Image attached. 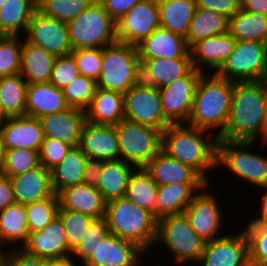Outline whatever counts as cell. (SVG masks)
I'll use <instances>...</instances> for the list:
<instances>
[{
  "label": "cell",
  "instance_id": "1",
  "mask_svg": "<svg viewBox=\"0 0 267 266\" xmlns=\"http://www.w3.org/2000/svg\"><path fill=\"white\" fill-rule=\"evenodd\" d=\"M266 106L267 80L235 82L227 125L218 140L256 141Z\"/></svg>",
  "mask_w": 267,
  "mask_h": 266
},
{
  "label": "cell",
  "instance_id": "2",
  "mask_svg": "<svg viewBox=\"0 0 267 266\" xmlns=\"http://www.w3.org/2000/svg\"><path fill=\"white\" fill-rule=\"evenodd\" d=\"M185 125L184 123L170 124L162 132L161 149L169 156L190 166L210 184L211 180L208 178L210 176L206 172L217 167L218 138L214 135L213 138L207 139L204 136L207 130Z\"/></svg>",
  "mask_w": 267,
  "mask_h": 266
},
{
  "label": "cell",
  "instance_id": "3",
  "mask_svg": "<svg viewBox=\"0 0 267 266\" xmlns=\"http://www.w3.org/2000/svg\"><path fill=\"white\" fill-rule=\"evenodd\" d=\"M204 72L197 84L192 112L187 125L203 130H219V138L227 125L235 82L212 72Z\"/></svg>",
  "mask_w": 267,
  "mask_h": 266
},
{
  "label": "cell",
  "instance_id": "4",
  "mask_svg": "<svg viewBox=\"0 0 267 266\" xmlns=\"http://www.w3.org/2000/svg\"><path fill=\"white\" fill-rule=\"evenodd\" d=\"M104 218L110 233L134 242L145 252L155 245L157 219L154 214L125 197L107 201Z\"/></svg>",
  "mask_w": 267,
  "mask_h": 266
},
{
  "label": "cell",
  "instance_id": "5",
  "mask_svg": "<svg viewBox=\"0 0 267 266\" xmlns=\"http://www.w3.org/2000/svg\"><path fill=\"white\" fill-rule=\"evenodd\" d=\"M66 25L73 50L103 48L118 41L116 21L97 0Z\"/></svg>",
  "mask_w": 267,
  "mask_h": 266
},
{
  "label": "cell",
  "instance_id": "6",
  "mask_svg": "<svg viewBox=\"0 0 267 266\" xmlns=\"http://www.w3.org/2000/svg\"><path fill=\"white\" fill-rule=\"evenodd\" d=\"M139 61L134 45L117 41L103 47L97 87L124 95L133 87L135 67Z\"/></svg>",
  "mask_w": 267,
  "mask_h": 266
},
{
  "label": "cell",
  "instance_id": "7",
  "mask_svg": "<svg viewBox=\"0 0 267 266\" xmlns=\"http://www.w3.org/2000/svg\"><path fill=\"white\" fill-rule=\"evenodd\" d=\"M253 143L218 140L216 165L261 188L267 186V157L248 151Z\"/></svg>",
  "mask_w": 267,
  "mask_h": 266
},
{
  "label": "cell",
  "instance_id": "8",
  "mask_svg": "<svg viewBox=\"0 0 267 266\" xmlns=\"http://www.w3.org/2000/svg\"><path fill=\"white\" fill-rule=\"evenodd\" d=\"M155 242L163 243L171 252L175 263L195 261L201 258L205 242L191 228L184 213L169 215L157 220Z\"/></svg>",
  "mask_w": 267,
  "mask_h": 266
},
{
  "label": "cell",
  "instance_id": "9",
  "mask_svg": "<svg viewBox=\"0 0 267 266\" xmlns=\"http://www.w3.org/2000/svg\"><path fill=\"white\" fill-rule=\"evenodd\" d=\"M216 74L233 82L267 80V44L236 40L234 50Z\"/></svg>",
  "mask_w": 267,
  "mask_h": 266
},
{
  "label": "cell",
  "instance_id": "10",
  "mask_svg": "<svg viewBox=\"0 0 267 266\" xmlns=\"http://www.w3.org/2000/svg\"><path fill=\"white\" fill-rule=\"evenodd\" d=\"M118 135L120 159L145 167L161 150L162 132L158 129L123 119L115 125Z\"/></svg>",
  "mask_w": 267,
  "mask_h": 266
},
{
  "label": "cell",
  "instance_id": "11",
  "mask_svg": "<svg viewBox=\"0 0 267 266\" xmlns=\"http://www.w3.org/2000/svg\"><path fill=\"white\" fill-rule=\"evenodd\" d=\"M202 74L203 72L193 67L185 76L158 89L164 116L172 124L188 122L195 90Z\"/></svg>",
  "mask_w": 267,
  "mask_h": 266
},
{
  "label": "cell",
  "instance_id": "12",
  "mask_svg": "<svg viewBox=\"0 0 267 266\" xmlns=\"http://www.w3.org/2000/svg\"><path fill=\"white\" fill-rule=\"evenodd\" d=\"M125 119L163 132L172 124L162 110L158 89L131 87L124 94Z\"/></svg>",
  "mask_w": 267,
  "mask_h": 266
},
{
  "label": "cell",
  "instance_id": "13",
  "mask_svg": "<svg viewBox=\"0 0 267 266\" xmlns=\"http://www.w3.org/2000/svg\"><path fill=\"white\" fill-rule=\"evenodd\" d=\"M160 27L157 0H142L116 21L117 40L136 46Z\"/></svg>",
  "mask_w": 267,
  "mask_h": 266
},
{
  "label": "cell",
  "instance_id": "14",
  "mask_svg": "<svg viewBox=\"0 0 267 266\" xmlns=\"http://www.w3.org/2000/svg\"><path fill=\"white\" fill-rule=\"evenodd\" d=\"M199 191L183 212L194 232L204 241L222 237L218 232L222 227L223 216L217 196L210 191Z\"/></svg>",
  "mask_w": 267,
  "mask_h": 266
},
{
  "label": "cell",
  "instance_id": "15",
  "mask_svg": "<svg viewBox=\"0 0 267 266\" xmlns=\"http://www.w3.org/2000/svg\"><path fill=\"white\" fill-rule=\"evenodd\" d=\"M25 39L57 56H65L73 51L67 25L55 18L47 17L37 10L28 25Z\"/></svg>",
  "mask_w": 267,
  "mask_h": 266
},
{
  "label": "cell",
  "instance_id": "16",
  "mask_svg": "<svg viewBox=\"0 0 267 266\" xmlns=\"http://www.w3.org/2000/svg\"><path fill=\"white\" fill-rule=\"evenodd\" d=\"M197 263L203 266H250L248 242L244 231L205 242L203 253Z\"/></svg>",
  "mask_w": 267,
  "mask_h": 266
},
{
  "label": "cell",
  "instance_id": "17",
  "mask_svg": "<svg viewBox=\"0 0 267 266\" xmlns=\"http://www.w3.org/2000/svg\"><path fill=\"white\" fill-rule=\"evenodd\" d=\"M143 253L134 242L110 233L81 266H141Z\"/></svg>",
  "mask_w": 267,
  "mask_h": 266
},
{
  "label": "cell",
  "instance_id": "18",
  "mask_svg": "<svg viewBox=\"0 0 267 266\" xmlns=\"http://www.w3.org/2000/svg\"><path fill=\"white\" fill-rule=\"evenodd\" d=\"M21 249L28 254L47 260L65 258L72 252L68 248L66 232L59 217L44 229L30 233Z\"/></svg>",
  "mask_w": 267,
  "mask_h": 266
},
{
  "label": "cell",
  "instance_id": "19",
  "mask_svg": "<svg viewBox=\"0 0 267 266\" xmlns=\"http://www.w3.org/2000/svg\"><path fill=\"white\" fill-rule=\"evenodd\" d=\"M1 134L6 150L26 148L40 151L45 139L40 119L25 115L8 117Z\"/></svg>",
  "mask_w": 267,
  "mask_h": 266
},
{
  "label": "cell",
  "instance_id": "20",
  "mask_svg": "<svg viewBox=\"0 0 267 266\" xmlns=\"http://www.w3.org/2000/svg\"><path fill=\"white\" fill-rule=\"evenodd\" d=\"M140 60L148 58H191L186 39L169 29L158 27L136 45Z\"/></svg>",
  "mask_w": 267,
  "mask_h": 266
},
{
  "label": "cell",
  "instance_id": "21",
  "mask_svg": "<svg viewBox=\"0 0 267 266\" xmlns=\"http://www.w3.org/2000/svg\"><path fill=\"white\" fill-rule=\"evenodd\" d=\"M79 147L91 159H120L119 141L115 126L94 125L86 122L83 126Z\"/></svg>",
  "mask_w": 267,
  "mask_h": 266
},
{
  "label": "cell",
  "instance_id": "22",
  "mask_svg": "<svg viewBox=\"0 0 267 266\" xmlns=\"http://www.w3.org/2000/svg\"><path fill=\"white\" fill-rule=\"evenodd\" d=\"M39 119L45 138L57 139L73 147L79 146L82 129L86 123L85 111L70 107Z\"/></svg>",
  "mask_w": 267,
  "mask_h": 266
},
{
  "label": "cell",
  "instance_id": "23",
  "mask_svg": "<svg viewBox=\"0 0 267 266\" xmlns=\"http://www.w3.org/2000/svg\"><path fill=\"white\" fill-rule=\"evenodd\" d=\"M235 44L236 40L228 31L198 41L190 48L193 67L203 73V69L210 68L216 73L234 50Z\"/></svg>",
  "mask_w": 267,
  "mask_h": 266
},
{
  "label": "cell",
  "instance_id": "24",
  "mask_svg": "<svg viewBox=\"0 0 267 266\" xmlns=\"http://www.w3.org/2000/svg\"><path fill=\"white\" fill-rule=\"evenodd\" d=\"M9 178L15 202L18 204L34 203L55 194L52 187L51 171L42 165Z\"/></svg>",
  "mask_w": 267,
  "mask_h": 266
},
{
  "label": "cell",
  "instance_id": "25",
  "mask_svg": "<svg viewBox=\"0 0 267 266\" xmlns=\"http://www.w3.org/2000/svg\"><path fill=\"white\" fill-rule=\"evenodd\" d=\"M68 108L70 106L67 104L63 89L57 88L50 82L27 85L25 116L41 118Z\"/></svg>",
  "mask_w": 267,
  "mask_h": 266
},
{
  "label": "cell",
  "instance_id": "26",
  "mask_svg": "<svg viewBox=\"0 0 267 266\" xmlns=\"http://www.w3.org/2000/svg\"><path fill=\"white\" fill-rule=\"evenodd\" d=\"M62 209L77 211L94 219L105 216L106 201L94 187L85 183L71 185L58 193Z\"/></svg>",
  "mask_w": 267,
  "mask_h": 266
},
{
  "label": "cell",
  "instance_id": "27",
  "mask_svg": "<svg viewBox=\"0 0 267 266\" xmlns=\"http://www.w3.org/2000/svg\"><path fill=\"white\" fill-rule=\"evenodd\" d=\"M145 169L158 186L177 183H207L194 169L169 156L162 149L145 166Z\"/></svg>",
  "mask_w": 267,
  "mask_h": 266
},
{
  "label": "cell",
  "instance_id": "28",
  "mask_svg": "<svg viewBox=\"0 0 267 266\" xmlns=\"http://www.w3.org/2000/svg\"><path fill=\"white\" fill-rule=\"evenodd\" d=\"M207 185L209 184L177 183L158 186L155 218L159 220L165 216L182 214L193 197Z\"/></svg>",
  "mask_w": 267,
  "mask_h": 266
},
{
  "label": "cell",
  "instance_id": "29",
  "mask_svg": "<svg viewBox=\"0 0 267 266\" xmlns=\"http://www.w3.org/2000/svg\"><path fill=\"white\" fill-rule=\"evenodd\" d=\"M124 95L97 87L85 110L86 122L94 125L115 126L125 119Z\"/></svg>",
  "mask_w": 267,
  "mask_h": 266
},
{
  "label": "cell",
  "instance_id": "30",
  "mask_svg": "<svg viewBox=\"0 0 267 266\" xmlns=\"http://www.w3.org/2000/svg\"><path fill=\"white\" fill-rule=\"evenodd\" d=\"M56 56L23 40L20 74L28 84L49 82Z\"/></svg>",
  "mask_w": 267,
  "mask_h": 266
},
{
  "label": "cell",
  "instance_id": "31",
  "mask_svg": "<svg viewBox=\"0 0 267 266\" xmlns=\"http://www.w3.org/2000/svg\"><path fill=\"white\" fill-rule=\"evenodd\" d=\"M135 168L134 165L122 159L104 161L101 176L95 188L106 202L122 198L125 196L129 178Z\"/></svg>",
  "mask_w": 267,
  "mask_h": 266
},
{
  "label": "cell",
  "instance_id": "32",
  "mask_svg": "<svg viewBox=\"0 0 267 266\" xmlns=\"http://www.w3.org/2000/svg\"><path fill=\"white\" fill-rule=\"evenodd\" d=\"M28 236L29 228L24 204L14 203L6 209L0 210V245L8 243V245H12L13 249L22 248ZM2 251L0 246V253Z\"/></svg>",
  "mask_w": 267,
  "mask_h": 266
},
{
  "label": "cell",
  "instance_id": "33",
  "mask_svg": "<svg viewBox=\"0 0 267 266\" xmlns=\"http://www.w3.org/2000/svg\"><path fill=\"white\" fill-rule=\"evenodd\" d=\"M36 10L37 0H5L0 8V35L26 33Z\"/></svg>",
  "mask_w": 267,
  "mask_h": 266
},
{
  "label": "cell",
  "instance_id": "34",
  "mask_svg": "<svg viewBox=\"0 0 267 266\" xmlns=\"http://www.w3.org/2000/svg\"><path fill=\"white\" fill-rule=\"evenodd\" d=\"M87 155L79 146L72 147L64 159L51 169V181L55 194L64 188L83 183Z\"/></svg>",
  "mask_w": 267,
  "mask_h": 266
},
{
  "label": "cell",
  "instance_id": "35",
  "mask_svg": "<svg viewBox=\"0 0 267 266\" xmlns=\"http://www.w3.org/2000/svg\"><path fill=\"white\" fill-rule=\"evenodd\" d=\"M157 2L160 27L185 38L196 9L195 0H157Z\"/></svg>",
  "mask_w": 267,
  "mask_h": 266
},
{
  "label": "cell",
  "instance_id": "36",
  "mask_svg": "<svg viewBox=\"0 0 267 266\" xmlns=\"http://www.w3.org/2000/svg\"><path fill=\"white\" fill-rule=\"evenodd\" d=\"M229 18L213 10L196 7L187 35L188 47L204 38L213 37L228 31Z\"/></svg>",
  "mask_w": 267,
  "mask_h": 266
},
{
  "label": "cell",
  "instance_id": "37",
  "mask_svg": "<svg viewBox=\"0 0 267 266\" xmlns=\"http://www.w3.org/2000/svg\"><path fill=\"white\" fill-rule=\"evenodd\" d=\"M228 32L235 40L260 41L267 44V16L240 9L229 18Z\"/></svg>",
  "mask_w": 267,
  "mask_h": 266
},
{
  "label": "cell",
  "instance_id": "38",
  "mask_svg": "<svg viewBox=\"0 0 267 266\" xmlns=\"http://www.w3.org/2000/svg\"><path fill=\"white\" fill-rule=\"evenodd\" d=\"M157 189L158 184L145 167L135 168L129 178L124 197L139 207L149 210L155 216Z\"/></svg>",
  "mask_w": 267,
  "mask_h": 266
},
{
  "label": "cell",
  "instance_id": "39",
  "mask_svg": "<svg viewBox=\"0 0 267 266\" xmlns=\"http://www.w3.org/2000/svg\"><path fill=\"white\" fill-rule=\"evenodd\" d=\"M27 85L20 73L0 77V102L8 117L25 115Z\"/></svg>",
  "mask_w": 267,
  "mask_h": 266
},
{
  "label": "cell",
  "instance_id": "40",
  "mask_svg": "<svg viewBox=\"0 0 267 266\" xmlns=\"http://www.w3.org/2000/svg\"><path fill=\"white\" fill-rule=\"evenodd\" d=\"M141 61L148 66L154 75L158 89L185 76L193 68L191 58H148Z\"/></svg>",
  "mask_w": 267,
  "mask_h": 266
},
{
  "label": "cell",
  "instance_id": "41",
  "mask_svg": "<svg viewBox=\"0 0 267 266\" xmlns=\"http://www.w3.org/2000/svg\"><path fill=\"white\" fill-rule=\"evenodd\" d=\"M96 0H37V11L41 14L68 23Z\"/></svg>",
  "mask_w": 267,
  "mask_h": 266
},
{
  "label": "cell",
  "instance_id": "42",
  "mask_svg": "<svg viewBox=\"0 0 267 266\" xmlns=\"http://www.w3.org/2000/svg\"><path fill=\"white\" fill-rule=\"evenodd\" d=\"M29 234L44 229L58 217L60 202L58 194L25 205Z\"/></svg>",
  "mask_w": 267,
  "mask_h": 266
},
{
  "label": "cell",
  "instance_id": "43",
  "mask_svg": "<svg viewBox=\"0 0 267 266\" xmlns=\"http://www.w3.org/2000/svg\"><path fill=\"white\" fill-rule=\"evenodd\" d=\"M110 234L105 218L94 219L88 226L80 243L71 252L73 258L79 259L83 265L96 251L102 240Z\"/></svg>",
  "mask_w": 267,
  "mask_h": 266
},
{
  "label": "cell",
  "instance_id": "44",
  "mask_svg": "<svg viewBox=\"0 0 267 266\" xmlns=\"http://www.w3.org/2000/svg\"><path fill=\"white\" fill-rule=\"evenodd\" d=\"M39 151L26 148L6 150L5 162L1 174L13 177L39 167Z\"/></svg>",
  "mask_w": 267,
  "mask_h": 266
},
{
  "label": "cell",
  "instance_id": "45",
  "mask_svg": "<svg viewBox=\"0 0 267 266\" xmlns=\"http://www.w3.org/2000/svg\"><path fill=\"white\" fill-rule=\"evenodd\" d=\"M19 36L0 35V77L20 73L23 40Z\"/></svg>",
  "mask_w": 267,
  "mask_h": 266
},
{
  "label": "cell",
  "instance_id": "46",
  "mask_svg": "<svg viewBox=\"0 0 267 266\" xmlns=\"http://www.w3.org/2000/svg\"><path fill=\"white\" fill-rule=\"evenodd\" d=\"M97 89V82L80 75L63 89L67 104L85 111L90 105Z\"/></svg>",
  "mask_w": 267,
  "mask_h": 266
},
{
  "label": "cell",
  "instance_id": "47",
  "mask_svg": "<svg viewBox=\"0 0 267 266\" xmlns=\"http://www.w3.org/2000/svg\"><path fill=\"white\" fill-rule=\"evenodd\" d=\"M58 217L61 219L68 243V248L73 251L80 243L88 226L94 218L83 213L59 208Z\"/></svg>",
  "mask_w": 267,
  "mask_h": 266
},
{
  "label": "cell",
  "instance_id": "48",
  "mask_svg": "<svg viewBox=\"0 0 267 266\" xmlns=\"http://www.w3.org/2000/svg\"><path fill=\"white\" fill-rule=\"evenodd\" d=\"M248 242L251 266H261L267 260V226H246L243 229Z\"/></svg>",
  "mask_w": 267,
  "mask_h": 266
},
{
  "label": "cell",
  "instance_id": "49",
  "mask_svg": "<svg viewBox=\"0 0 267 266\" xmlns=\"http://www.w3.org/2000/svg\"><path fill=\"white\" fill-rule=\"evenodd\" d=\"M80 75L97 82L102 67V48L76 49L71 52Z\"/></svg>",
  "mask_w": 267,
  "mask_h": 266
},
{
  "label": "cell",
  "instance_id": "50",
  "mask_svg": "<svg viewBox=\"0 0 267 266\" xmlns=\"http://www.w3.org/2000/svg\"><path fill=\"white\" fill-rule=\"evenodd\" d=\"M80 76L75 60L71 54L55 58L49 82L59 89Z\"/></svg>",
  "mask_w": 267,
  "mask_h": 266
},
{
  "label": "cell",
  "instance_id": "51",
  "mask_svg": "<svg viewBox=\"0 0 267 266\" xmlns=\"http://www.w3.org/2000/svg\"><path fill=\"white\" fill-rule=\"evenodd\" d=\"M73 146L52 138H45L39 151L40 164L51 170L68 154Z\"/></svg>",
  "mask_w": 267,
  "mask_h": 266
},
{
  "label": "cell",
  "instance_id": "52",
  "mask_svg": "<svg viewBox=\"0 0 267 266\" xmlns=\"http://www.w3.org/2000/svg\"><path fill=\"white\" fill-rule=\"evenodd\" d=\"M0 266H48V260L28 254L21 248L0 253Z\"/></svg>",
  "mask_w": 267,
  "mask_h": 266
},
{
  "label": "cell",
  "instance_id": "53",
  "mask_svg": "<svg viewBox=\"0 0 267 266\" xmlns=\"http://www.w3.org/2000/svg\"><path fill=\"white\" fill-rule=\"evenodd\" d=\"M196 7L213 10L231 18L240 9V0H195Z\"/></svg>",
  "mask_w": 267,
  "mask_h": 266
},
{
  "label": "cell",
  "instance_id": "54",
  "mask_svg": "<svg viewBox=\"0 0 267 266\" xmlns=\"http://www.w3.org/2000/svg\"><path fill=\"white\" fill-rule=\"evenodd\" d=\"M108 14L115 20H119L125 15L136 3L142 0H97Z\"/></svg>",
  "mask_w": 267,
  "mask_h": 266
},
{
  "label": "cell",
  "instance_id": "55",
  "mask_svg": "<svg viewBox=\"0 0 267 266\" xmlns=\"http://www.w3.org/2000/svg\"><path fill=\"white\" fill-rule=\"evenodd\" d=\"M133 86L147 89H158L154 75L151 73L148 66L141 60L136 64L135 67Z\"/></svg>",
  "mask_w": 267,
  "mask_h": 266
},
{
  "label": "cell",
  "instance_id": "56",
  "mask_svg": "<svg viewBox=\"0 0 267 266\" xmlns=\"http://www.w3.org/2000/svg\"><path fill=\"white\" fill-rule=\"evenodd\" d=\"M104 160L88 158L83 174V183L96 187L103 169Z\"/></svg>",
  "mask_w": 267,
  "mask_h": 266
},
{
  "label": "cell",
  "instance_id": "57",
  "mask_svg": "<svg viewBox=\"0 0 267 266\" xmlns=\"http://www.w3.org/2000/svg\"><path fill=\"white\" fill-rule=\"evenodd\" d=\"M16 203L10 178L0 173V210Z\"/></svg>",
  "mask_w": 267,
  "mask_h": 266
},
{
  "label": "cell",
  "instance_id": "58",
  "mask_svg": "<svg viewBox=\"0 0 267 266\" xmlns=\"http://www.w3.org/2000/svg\"><path fill=\"white\" fill-rule=\"evenodd\" d=\"M265 190L264 194L262 195L261 205H260V215L249 220L247 226H267V186L261 187Z\"/></svg>",
  "mask_w": 267,
  "mask_h": 266
},
{
  "label": "cell",
  "instance_id": "59",
  "mask_svg": "<svg viewBox=\"0 0 267 266\" xmlns=\"http://www.w3.org/2000/svg\"><path fill=\"white\" fill-rule=\"evenodd\" d=\"M241 9L267 16V0H240Z\"/></svg>",
  "mask_w": 267,
  "mask_h": 266
},
{
  "label": "cell",
  "instance_id": "60",
  "mask_svg": "<svg viewBox=\"0 0 267 266\" xmlns=\"http://www.w3.org/2000/svg\"><path fill=\"white\" fill-rule=\"evenodd\" d=\"M75 261V258L70 255L65 258L48 260V266H77Z\"/></svg>",
  "mask_w": 267,
  "mask_h": 266
},
{
  "label": "cell",
  "instance_id": "61",
  "mask_svg": "<svg viewBox=\"0 0 267 266\" xmlns=\"http://www.w3.org/2000/svg\"><path fill=\"white\" fill-rule=\"evenodd\" d=\"M6 156V147L3 141L2 134H0V172L3 169Z\"/></svg>",
  "mask_w": 267,
  "mask_h": 266
},
{
  "label": "cell",
  "instance_id": "62",
  "mask_svg": "<svg viewBox=\"0 0 267 266\" xmlns=\"http://www.w3.org/2000/svg\"><path fill=\"white\" fill-rule=\"evenodd\" d=\"M261 139H262V143L263 145L267 143V106H266V113H265V117H264V122H263V126L261 129Z\"/></svg>",
  "mask_w": 267,
  "mask_h": 266
},
{
  "label": "cell",
  "instance_id": "63",
  "mask_svg": "<svg viewBox=\"0 0 267 266\" xmlns=\"http://www.w3.org/2000/svg\"><path fill=\"white\" fill-rule=\"evenodd\" d=\"M7 118H8V116H0V134L2 132L3 123Z\"/></svg>",
  "mask_w": 267,
  "mask_h": 266
},
{
  "label": "cell",
  "instance_id": "64",
  "mask_svg": "<svg viewBox=\"0 0 267 266\" xmlns=\"http://www.w3.org/2000/svg\"><path fill=\"white\" fill-rule=\"evenodd\" d=\"M0 116H7L2 108L1 102H0Z\"/></svg>",
  "mask_w": 267,
  "mask_h": 266
},
{
  "label": "cell",
  "instance_id": "65",
  "mask_svg": "<svg viewBox=\"0 0 267 266\" xmlns=\"http://www.w3.org/2000/svg\"><path fill=\"white\" fill-rule=\"evenodd\" d=\"M4 1H5V0H0V8H1V6L3 5Z\"/></svg>",
  "mask_w": 267,
  "mask_h": 266
},
{
  "label": "cell",
  "instance_id": "66",
  "mask_svg": "<svg viewBox=\"0 0 267 266\" xmlns=\"http://www.w3.org/2000/svg\"><path fill=\"white\" fill-rule=\"evenodd\" d=\"M261 266H267V260Z\"/></svg>",
  "mask_w": 267,
  "mask_h": 266
}]
</instances>
